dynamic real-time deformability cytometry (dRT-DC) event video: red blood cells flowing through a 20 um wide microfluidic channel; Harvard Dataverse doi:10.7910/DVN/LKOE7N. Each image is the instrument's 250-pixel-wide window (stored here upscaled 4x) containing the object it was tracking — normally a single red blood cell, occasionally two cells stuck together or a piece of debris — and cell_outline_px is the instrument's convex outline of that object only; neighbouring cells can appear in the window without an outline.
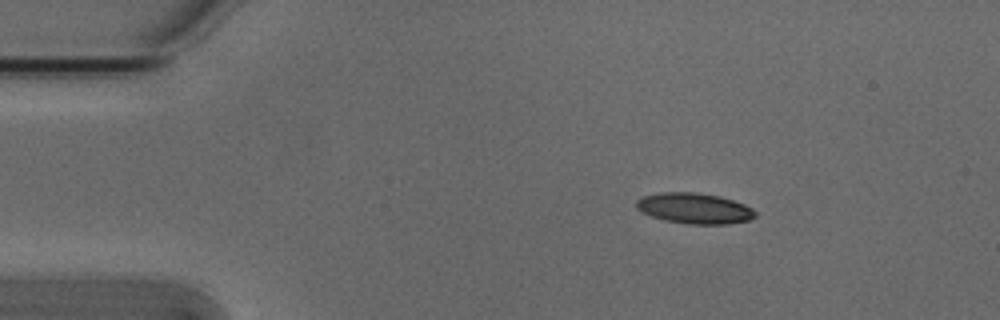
{"species": "Egyptian fruit bat (a non-hibernating species)", "species_latin": "Rousettus aegyptiacus", "temperature_condition": "cold", "stored_images_in_passage": 3, "camera_frame_rate_fps": 3000, "um_per_image_px": 0.085, "animal": {"sex": "male"}, "frame": {"image": 1, "passage_image": 2, "time_ms": 0.333, "image_size_px": [1000, 320], "cell_outline_px": [[756, 216], [748, 220], [728, 224], [688, 224], [664, 220], [640, 212], [636, 208], [636, 200], [644, 196], [660, 192], [696, 192], [720, 196], [744, 204], [752, 208], [756, 212]], "centroid_in_image_um": [59.01, 17.71], "position_along_channel_um": 26.0, "area_um2": 21.33}}